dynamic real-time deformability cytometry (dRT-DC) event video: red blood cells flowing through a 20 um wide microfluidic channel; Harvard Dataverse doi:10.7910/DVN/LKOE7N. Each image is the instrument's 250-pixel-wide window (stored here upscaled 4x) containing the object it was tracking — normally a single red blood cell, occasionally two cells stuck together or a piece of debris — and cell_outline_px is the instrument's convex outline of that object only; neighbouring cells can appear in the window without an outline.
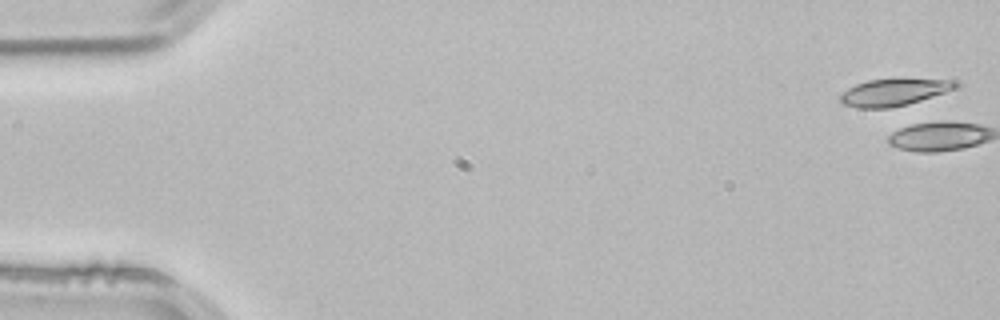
{"species": "common noctule bat (a hibernating species)", "species_latin": "Nyctalus noctula", "temperature_condition": "room temperature", "stored_images_in_passage": 4, "camera_frame_rate_fps": 3000, "um_per_image_px": 0.085, "animal": {"sex": "male", "body_mass_g": 21.5, "forearm_length_mm": 52.0}, "frame": {"image": 1, "passage_image": 1, "time_ms": 0.0, "image_size_px": [1000, 320], "cell_outline_px": [[960, 84], [956, 88], [908, 104], [892, 108], [856, 108], [844, 104], [840, 100], [840, 96], [848, 88], [856, 84], [868, 80], [896, 76], [904, 76], [956, 80]], "centroid_in_image_um": [76.04, 7.78], "position_along_channel_um": 9.0, "area_um2": 19.02}}